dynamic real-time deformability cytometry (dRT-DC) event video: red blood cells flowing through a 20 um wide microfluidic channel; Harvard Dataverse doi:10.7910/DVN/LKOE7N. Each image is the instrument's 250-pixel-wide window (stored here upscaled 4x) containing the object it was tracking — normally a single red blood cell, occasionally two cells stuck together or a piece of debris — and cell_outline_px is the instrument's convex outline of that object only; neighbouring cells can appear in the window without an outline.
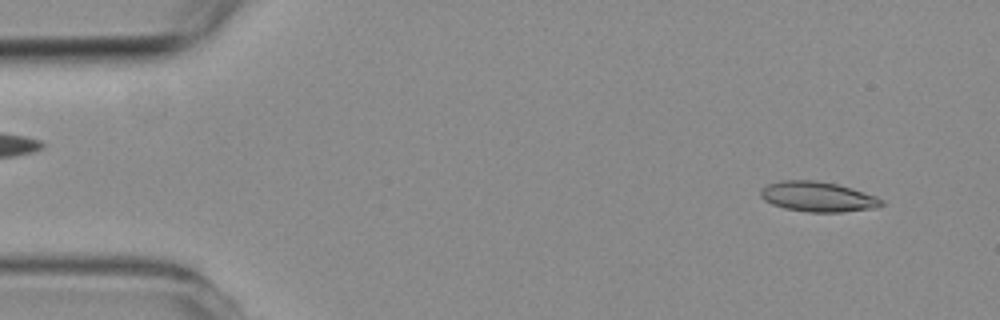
{"species": "common noctule bat (a hibernating species)", "species_latin": "Nyctalus noctula", "temperature_condition": "room temperature", "stored_images_in_passage": 4, "camera_frame_rate_fps": 3000, "um_per_image_px": 0.085, "animal": {"sex": "female", "body_mass_g": 19.3, "forearm_length_mm": 54.1}, "frame": {"image": 1, "passage_image": 1, "time_ms": 0.0, "image_size_px": [1000, 320], "cell_outline_px": [[884, 204], [872, 208], [840, 212], [808, 212], [784, 208], [772, 204], [764, 200], [760, 196], [760, 188], [768, 184], [780, 180], [816, 180], [836, 184], [852, 188], [876, 196], [884, 200]], "centroid_in_image_um": [69.48, 16.71], "position_along_channel_um": 15.5, "area_um2": 21.21}}
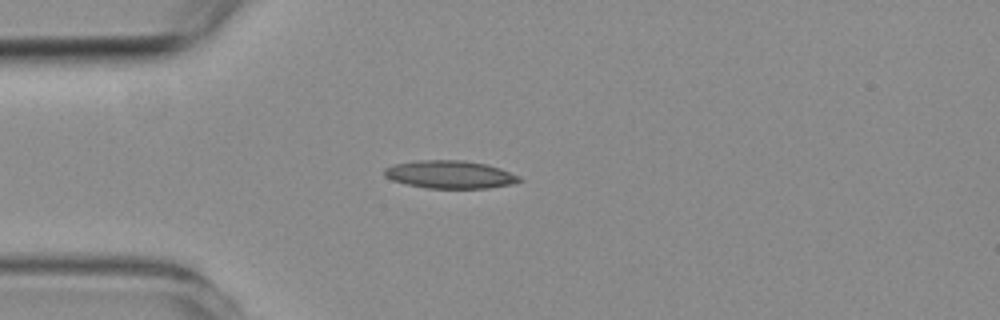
{"frame": {"image": 2, "passage_image": 3, "time_ms": 3.0, "image_size_px": [1000, 320], "cell_outline_px": [[524, 180], [512, 184], [488, 188], [424, 188], [392, 180], [384, 176], [384, 168], [392, 164], [416, 160], [464, 160], [488, 164], [500, 168], [520, 176]], "centroid_in_image_um": [38.25, 14.82], "position_along_channel_um": 46.7, "area_um2": 22.14}}